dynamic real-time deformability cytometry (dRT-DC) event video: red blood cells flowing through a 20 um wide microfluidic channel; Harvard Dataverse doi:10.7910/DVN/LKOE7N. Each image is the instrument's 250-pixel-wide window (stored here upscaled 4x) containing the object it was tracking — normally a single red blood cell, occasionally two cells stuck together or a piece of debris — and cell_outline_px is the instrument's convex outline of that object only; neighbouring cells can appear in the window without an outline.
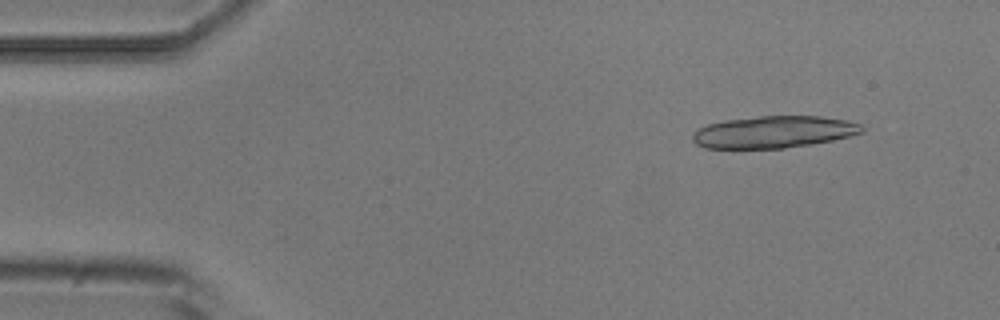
{"species": "common noctule bat (a hibernating species)", "species_latin": "Nyctalus noctula", "temperature_condition": "room temperature", "stored_images_in_passage": 3, "camera_frame_rate_fps": 3000, "um_per_image_px": 0.085, "animal": {"sex": "male", "body_mass_g": 20.5, "forearm_length_mm": 52.5}, "frame": {"image": 1, "passage_image": 1, "time_ms": 0.0, "image_size_px": [1000, 320], "cell_outline_px": [[864, 132], [832, 140], [812, 144], [784, 148], [704, 148], [696, 144], [692, 140], [692, 132], [708, 124], [724, 120], [760, 116], [820, 116], [848, 120], [860, 124], [864, 128]], "centroid_in_image_um": [65.76, 11.21], "position_along_channel_um": 19.2, "area_um2": 31.62}}